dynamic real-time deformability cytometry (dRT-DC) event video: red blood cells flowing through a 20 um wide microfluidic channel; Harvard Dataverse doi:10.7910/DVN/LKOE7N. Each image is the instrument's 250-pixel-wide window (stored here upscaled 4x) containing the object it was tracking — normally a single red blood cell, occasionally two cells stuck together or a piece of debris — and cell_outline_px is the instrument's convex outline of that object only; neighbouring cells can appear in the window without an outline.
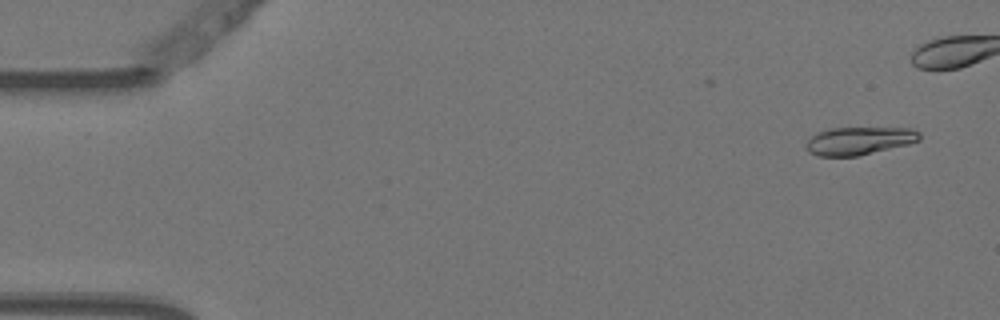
{"species": "Egyptian fruit bat (a non-hibernating species)", "species_latin": "Rousettus aegyptiacus", "temperature_condition": "warm", "stored_images_in_passage": 7, "camera_frame_rate_fps": 3000, "um_per_image_px": 0.085, "animal": {"sex": "female"}, "frame": {"image": 1, "passage_image": 1, "time_ms": 0.0, "image_size_px": [1000, 320], "cell_outline_px": [[920, 140], [908, 144], [856, 156], [820, 156], [808, 152], [804, 148], [804, 144], [816, 132], [828, 128], [912, 128], [920, 132]], "centroid_in_image_um": [72.98, 11.96], "position_along_channel_um": 12.0, "area_um2": 18.5}}
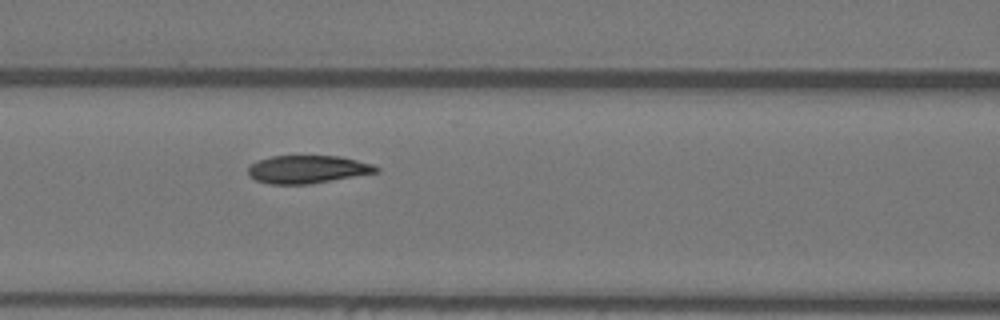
{"frame": {"image": 2, "passage_image": 7, "time_ms": 2.0, "image_size_px": [1000, 320], "cell_outline_px": [[380, 172], [308, 184], [272, 184], [256, 180], [248, 176], [248, 164], [256, 160], [272, 156], [340, 156], [372, 164], [380, 168]], "centroid_in_image_um": [26.11, 14.39], "position_along_channel_um": 140.5, "area_um2": 20.92}}